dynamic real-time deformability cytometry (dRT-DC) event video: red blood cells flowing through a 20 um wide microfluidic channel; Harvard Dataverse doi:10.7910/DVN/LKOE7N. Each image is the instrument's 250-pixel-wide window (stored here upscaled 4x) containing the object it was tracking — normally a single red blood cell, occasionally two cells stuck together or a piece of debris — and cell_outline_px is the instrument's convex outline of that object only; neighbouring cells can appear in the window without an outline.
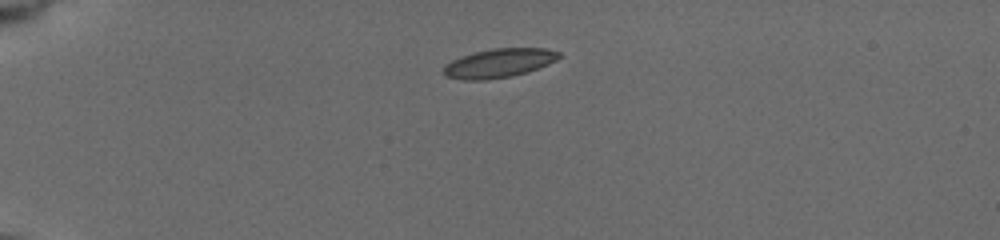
{"species": "common noctule bat (a hibernating species)", "species_latin": "Nyctalus noctula", "temperature_condition": "cold", "stored_images_in_passage": 35, "camera_frame_rate_fps": 3000, "um_per_image_px": 0.085, "animal": {"sex": "female", "body_mass_g": 19.5, "forearm_length_mm": 54.1}, "frame": {"image": 1, "passage_image": 1, "time_ms": 0.0, "image_size_px": [1000, 240], "cell_outline_px": [[564, 56], [548, 64], [528, 72], [512, 76], [488, 80], [464, 80], [444, 76], [444, 68], [452, 60], [476, 52], [496, 48], [544, 48], [560, 52]], "centroid_in_image_um": [42.47, 5.37], "position_along_channel_um": 42.5, "area_um2": 19.36}}
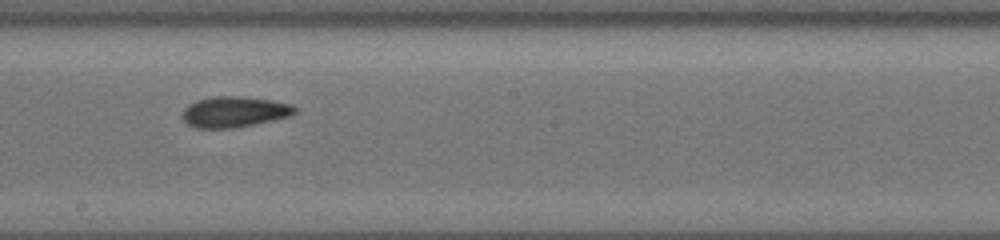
{"frame": {"image": 2, "passage_image": 20, "time_ms": 6.333, "image_size_px": [1000, 240], "cell_outline_px": [[296, 112], [292, 116], [232, 128], [196, 128], [188, 124], [180, 116], [180, 112], [188, 104], [196, 100], [212, 96], [244, 96], [272, 100], [292, 104], [296, 108]], "centroid_in_image_um": [19.88, 9.49], "position_along_channel_um": 228.3, "area_um2": 20.4}}
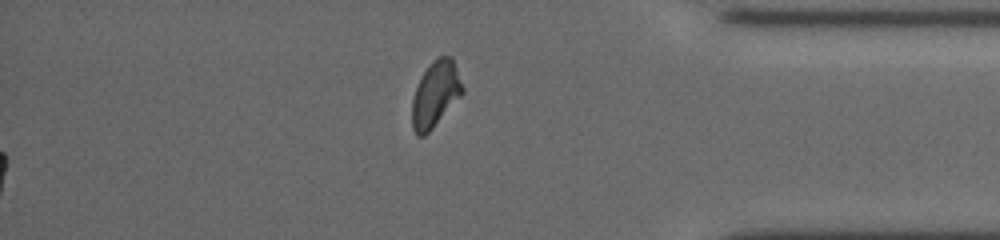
{"frame": {"image": 3, "passage_image": 35, "time_ms": 11.333, "image_size_px": [1000, 240], "cell_outline_px": [[464, 92], [432, 128], [424, 136], [416, 136], [412, 128], [412, 100], [416, 88], [424, 72], [432, 60], [440, 56], [452, 56], [464, 88]], "centroid_in_image_um": [37.01, 8.0], "position_along_channel_um": 398.2, "area_um2": 19.13}, "authors_computed_cell_mechanics": {"area_um2": 19.652, "velocity_mm_per_s": 3.7549, "shape_relaxation_time_tau1_ms": 3.2214, "shape_relaxation_time_tau2_ms": 1.0858, "deformation_change_tau1": 0.1235, "deformation_change_tau2": 0.068}}